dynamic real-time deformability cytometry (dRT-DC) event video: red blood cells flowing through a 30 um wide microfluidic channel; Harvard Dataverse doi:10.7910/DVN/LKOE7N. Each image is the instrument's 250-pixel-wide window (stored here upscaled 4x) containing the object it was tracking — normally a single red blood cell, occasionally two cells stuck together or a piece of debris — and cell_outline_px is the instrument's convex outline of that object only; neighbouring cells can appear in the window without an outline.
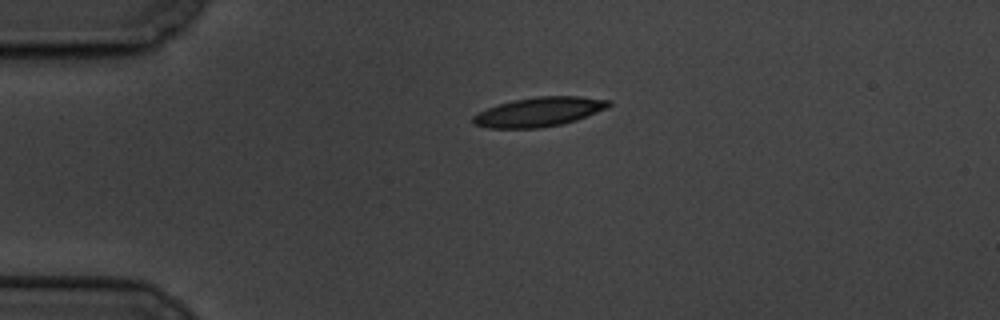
{"species": "common noctule bat (a hibernating species)", "species_latin": "Nyctalus noctula", "temperature_condition": "cold", "stored_images_in_passage": 2, "camera_frame_rate_fps": 3000, "um_per_image_px": 0.085, "animal": {"sex": "male", "body_mass_g": 19.5, "forearm_length_mm": 54.6}, "frame": {"image": 1, "passage_image": 1, "time_ms": 0.0, "image_size_px": [1000, 320], "cell_outline_px": [[612, 104], [608, 108], [576, 120], [560, 124], [536, 128], [488, 128], [472, 124], [472, 116], [488, 108], [512, 100], [536, 96], [580, 96], [612, 100]], "centroid_in_image_um": [45.84, 9.5], "position_along_channel_um": 39.2, "area_um2": 23.18}}